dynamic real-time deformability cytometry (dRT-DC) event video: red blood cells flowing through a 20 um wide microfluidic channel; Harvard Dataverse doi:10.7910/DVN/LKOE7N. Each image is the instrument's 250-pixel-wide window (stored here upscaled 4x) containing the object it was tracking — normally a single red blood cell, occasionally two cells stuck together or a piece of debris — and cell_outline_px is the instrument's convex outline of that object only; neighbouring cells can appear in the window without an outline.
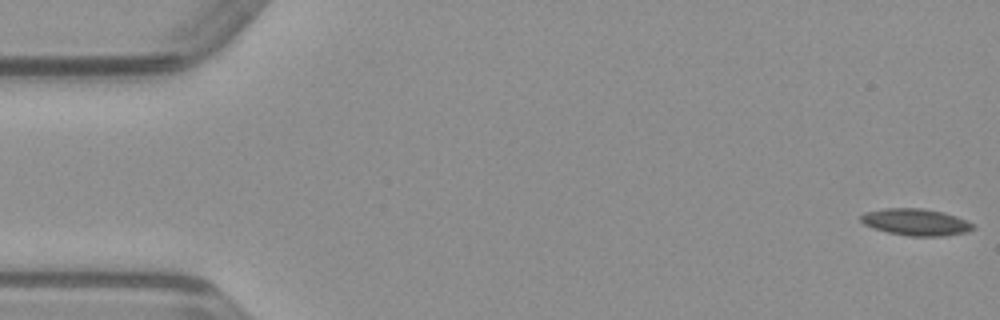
{"species": "common noctule bat (a hibernating species)", "species_latin": "Nyctalus noctula", "temperature_condition": "warm", "stored_images_in_passage": 13, "camera_frame_rate_fps": 3000, "um_per_image_px": 0.085, "animal": {"sex": "male", "body_mass_g": 23.1, "forearm_length_mm": 52.7}, "frame": {"image": 1, "passage_image": 1, "time_ms": 0.0, "image_size_px": [1000, 320], "cell_outline_px": [[976, 228], [968, 232], [944, 236], [908, 236], [888, 232], [872, 228], [864, 224], [860, 220], [860, 216], [864, 212], [884, 208], [920, 208], [944, 212], [968, 220]], "centroid_in_image_um": [77.85, 18.88], "position_along_channel_um": 7.1, "area_um2": 17.69}}